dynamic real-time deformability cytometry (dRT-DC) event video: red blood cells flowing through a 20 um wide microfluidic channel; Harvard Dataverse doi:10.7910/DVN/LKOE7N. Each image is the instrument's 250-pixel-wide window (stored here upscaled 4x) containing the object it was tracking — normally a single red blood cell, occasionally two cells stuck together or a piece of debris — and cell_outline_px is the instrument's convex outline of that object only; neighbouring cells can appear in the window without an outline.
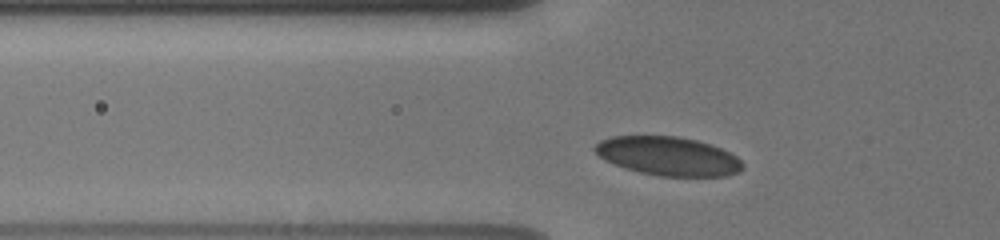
{"species": "human", "species_latin": "Homo sapiens", "temperature_condition": "cold", "stored_images_in_passage": 37, "camera_frame_rate_fps": 3000, "um_per_image_px": 0.085, "donor": {"sex": "male"}, "frame": {"image": 1, "passage_image": 8, "time_ms": 2.0, "image_size_px": [1000, 240], "cell_outline_px": [[744, 168], [740, 172], [728, 176], [660, 176], [640, 172], [604, 160], [592, 148], [600, 140], [612, 136], [676, 136], [696, 140], [720, 148], [736, 156], [744, 164]], "centroid_in_image_um": [56.81, 13.27], "position_along_channel_um": 69.0, "area_um2": 33.23}}
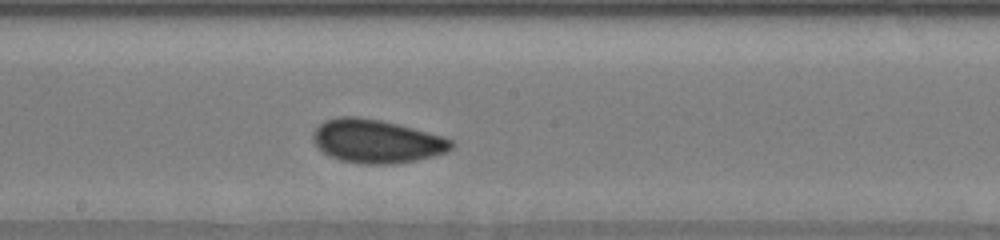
{"frame": {"image": 2, "passage_image": 23, "time_ms": 6.0, "image_size_px": [1000, 240], "cell_outline_px": [[456, 144], [448, 152], [416, 160], [392, 164], [364, 164], [340, 160], [328, 156], [312, 140], [312, 132], [324, 120], [340, 116], [356, 116], [380, 120], [444, 136], [452, 140]], "centroid_in_image_um": [32.01, 12.0], "position_along_channel_um": 216.2, "area_um2": 35.08}}
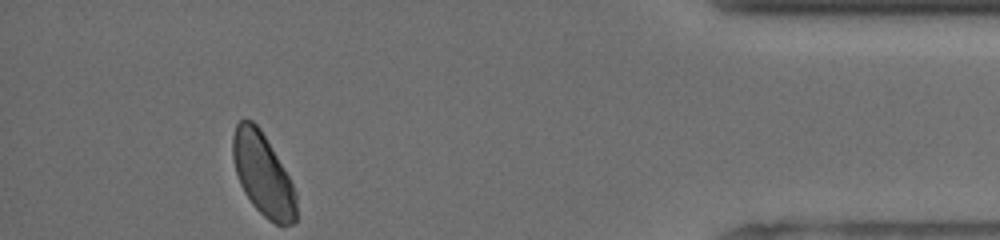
{"frame": {"image": 3, "passage_image": 37, "time_ms": 12.333, "image_size_px": [1000, 240], "cell_outline_px": [[296, 220], [292, 224], [276, 224], [268, 220], [252, 204], [244, 192], [240, 184], [236, 172], [232, 156], [232, 136], [236, 124], [240, 120], [252, 120], [260, 128], [288, 176], [296, 192]], "centroid_in_image_um": [22.33, 14.83], "position_along_channel_um": 412.9, "area_um2": 30.17}, "authors_computed_cell_mechanics": {"area_um2": 34.0442, "velocity_mm_per_s": 3.7797, "shape_relaxation_time_tau1_ms": 1.9847, "shape_relaxation_time_tau2_ms": 0.9407, "deformation_change_tau1": 0.0633, "deformation_change_tau2": 0.0415}}